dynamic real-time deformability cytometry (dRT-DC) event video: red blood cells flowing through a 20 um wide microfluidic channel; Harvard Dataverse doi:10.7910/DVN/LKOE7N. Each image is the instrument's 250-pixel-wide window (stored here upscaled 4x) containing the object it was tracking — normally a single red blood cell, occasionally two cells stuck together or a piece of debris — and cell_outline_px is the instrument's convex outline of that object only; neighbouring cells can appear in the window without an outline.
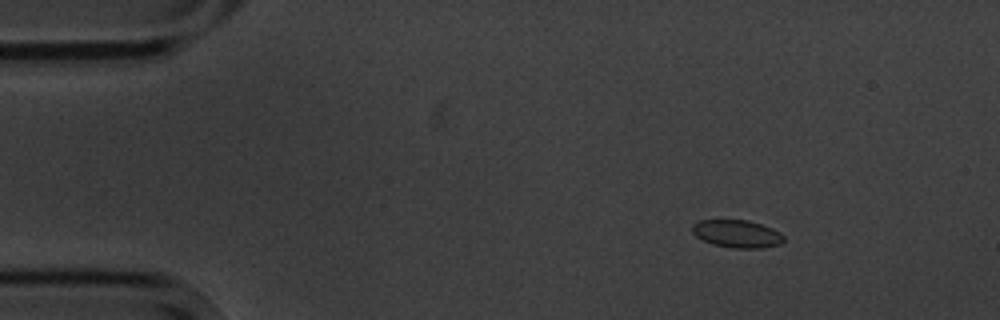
{"species": "common noctule bat (a hibernating species)", "species_latin": "Nyctalus noctula", "temperature_condition": "cold", "stored_images_in_passage": 6, "camera_frame_rate_fps": 3000, "um_per_image_px": 0.085, "animal": {"sex": "male", "body_mass_g": 20.1, "forearm_length_mm": 53.5}, "frame": {"image": 1, "passage_image": 1, "time_ms": 0.0, "image_size_px": [1000, 320], "cell_outline_px": [[784, 240], [780, 244], [764, 248], [732, 248], [712, 244], [696, 236], [692, 232], [692, 224], [700, 220], [748, 220], [772, 228], [780, 232], [784, 236]], "centroid_in_image_um": [62.66, 19.87], "position_along_channel_um": 22.3, "area_um2": 14.8}}
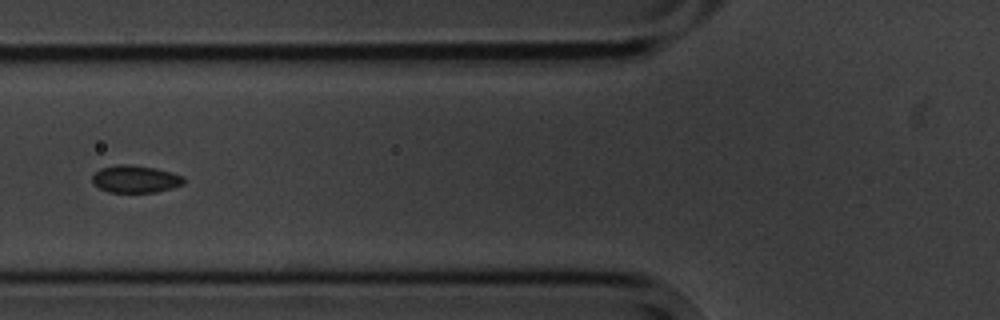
{"frame": {"image": 2, "passage_image": 5, "time_ms": 4.667, "image_size_px": [1000, 320], "cell_outline_px": [[184, 184], [172, 188], [156, 192], [108, 192], [100, 188], [92, 180], [92, 176], [100, 168], [116, 164], [128, 164], [156, 168], [172, 172], [184, 176]], "centroid_in_image_um": [11.53, 15.21], "position_along_channel_um": 114.3, "area_um2": 14.62}}
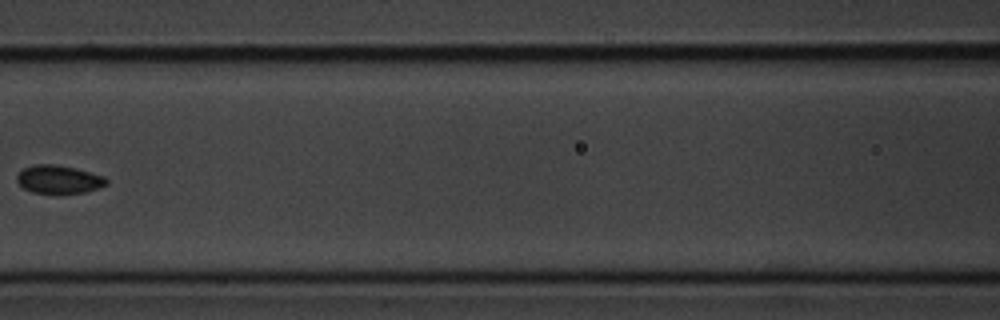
{"frame": {"image": 3, "passage_image": 6, "time_ms": 6.0, "image_size_px": [1000, 320], "cell_outline_px": [[108, 184], [84, 192], [56, 196], [32, 192], [24, 188], [16, 180], [16, 176], [24, 168], [32, 164], [56, 164], [76, 168], [104, 176], [108, 180]], "centroid_in_image_um": [4.98, 15.27], "position_along_channel_um": 161.6, "area_um2": 15.2}}